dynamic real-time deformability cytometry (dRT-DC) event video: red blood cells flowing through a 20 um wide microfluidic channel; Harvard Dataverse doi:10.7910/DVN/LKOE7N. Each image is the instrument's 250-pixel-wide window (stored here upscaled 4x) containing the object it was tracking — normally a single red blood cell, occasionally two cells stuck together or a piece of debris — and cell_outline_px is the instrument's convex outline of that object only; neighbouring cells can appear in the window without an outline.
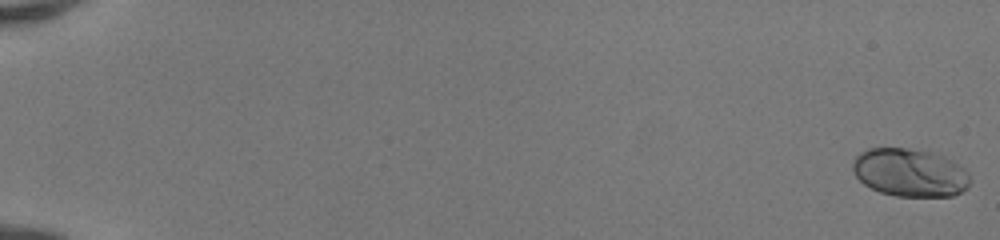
{"species": "human", "species_latin": "Homo sapiens", "temperature_condition": "room temperature", "stored_images_in_passage": 52, "camera_frame_rate_fps": 3000, "um_per_image_px": 0.085, "donor": {"sex": "female"}, "frame": {"image": 1, "passage_image": 1, "time_ms": 0.0, "image_size_px": [1000, 240], "cell_outline_px": [[972, 180], [968, 188], [952, 196], [896, 196], [880, 192], [864, 184], [856, 176], [852, 168], [852, 160], [860, 152], [868, 148], [908, 148], [932, 152], [944, 156], [952, 160], [964, 168], [968, 172]], "centroid_in_image_um": [77.36, 14.66], "position_along_channel_um": 7.6, "area_um2": 33.18}}
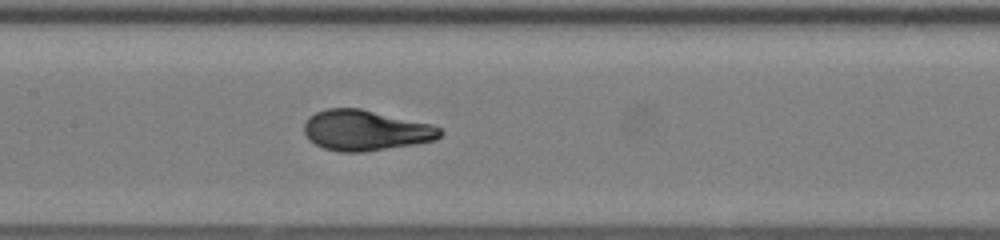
{"frame": {"image": 2, "passage_image": 28, "time_ms": 9.0, "image_size_px": [1000, 240], "cell_outline_px": [[444, 132], [436, 140], [416, 144], [364, 152], [340, 152], [324, 148], [308, 140], [304, 132], [304, 124], [308, 116], [316, 112], [328, 108], [360, 108], [432, 124], [440, 128]], "centroid_in_image_um": [31.07, 11.08], "position_along_channel_um": 176.3, "area_um2": 32.31}}
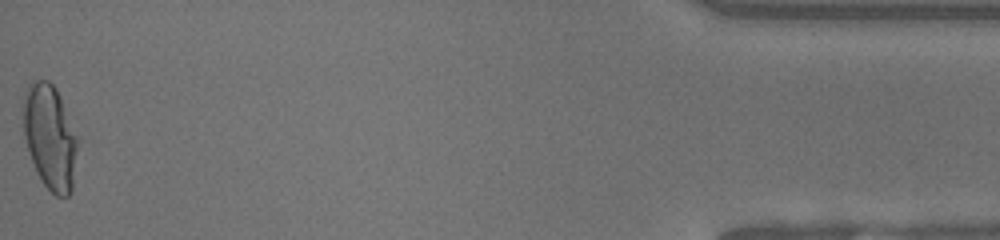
{"frame": {"image": 3, "passage_image": 52, "time_ms": 17.0, "image_size_px": [1000, 240], "cell_outline_px": [[80, 140], [72, 192], [68, 196], [56, 196], [44, 184], [36, 172], [24, 136], [24, 92], [28, 84], [32, 80], [48, 80], [56, 88], [80, 136]], "centroid_in_image_um": [4.31, 11.64], "position_along_channel_um": 430.9, "area_um2": 33.87}, "authors_computed_cell_mechanics": {"area_um2": 31.9056, "velocity_mm_per_s": 4.1746, "shape_relaxation_time_tau1_ms": 4.1753, "shape_relaxation_time_tau2_ms": null, "deformation_change_tau1": 0.2129, "deformation_change_tau2": null}}